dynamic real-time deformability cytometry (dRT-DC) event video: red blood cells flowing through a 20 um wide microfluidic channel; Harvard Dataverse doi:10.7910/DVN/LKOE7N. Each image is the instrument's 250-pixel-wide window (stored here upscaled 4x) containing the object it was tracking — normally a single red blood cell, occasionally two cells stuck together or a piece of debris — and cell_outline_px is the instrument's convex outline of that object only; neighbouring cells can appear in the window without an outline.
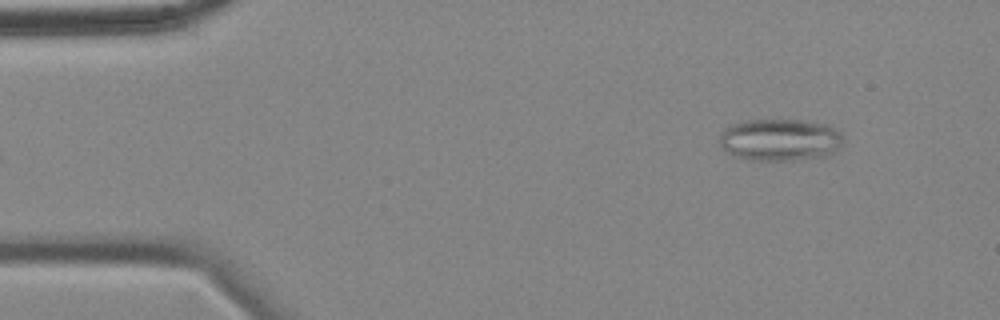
{"species": "common noctule bat (a hibernating species)", "species_latin": "Nyctalus noctula", "temperature_condition": "cold", "stored_images_in_passage": 57, "camera_frame_rate_fps": 3000, "um_per_image_px": 0.085, "animal": {"sex": "female", "body_mass_g": 18.4}, "frame": {"image": 1, "passage_image": 6, "time_ms": 1.667, "image_size_px": [1000, 320], "cell_outline_px": [[844, 144], [840, 148], [824, 156], [792, 160], [752, 160], [736, 156], [728, 152], [720, 144], [720, 132], [724, 128], [732, 124], [748, 120], [804, 120], [824, 124], [840, 132], [844, 140]], "centroid_in_image_um": [66.31, 11.88], "position_along_channel_um": 18.7, "area_um2": 30.23}}
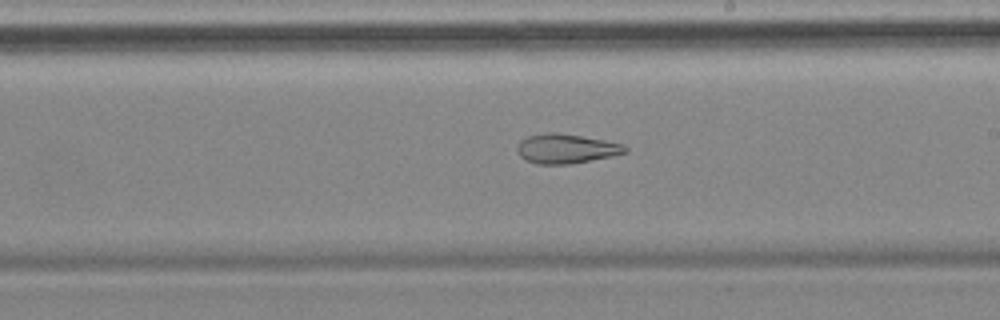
{"frame": {"image": 2, "passage_image": 32, "time_ms": 10.333, "image_size_px": [1000, 320], "cell_outline_px": [[628, 152], [612, 156], [568, 164], [536, 164], [524, 160], [520, 156], [516, 148], [520, 140], [528, 136], [548, 132], [556, 132], [604, 140], [624, 144], [628, 148]], "centroid_in_image_um": [48.1, 12.64], "position_along_channel_um": 240.9, "area_um2": 18.55}}
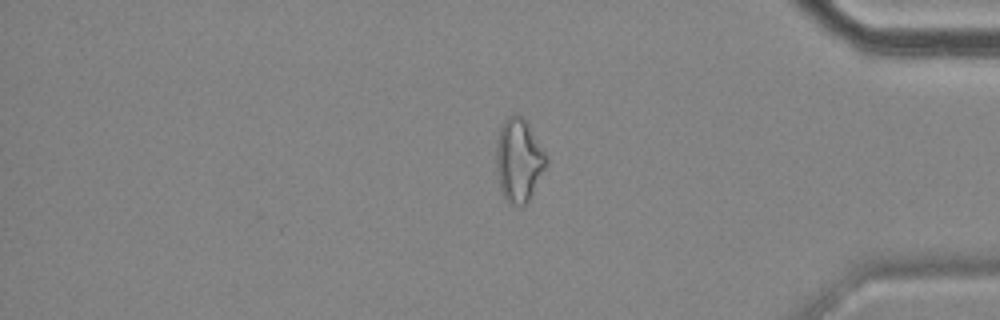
{"frame": {"image": 3, "passage_image": 47, "time_ms": 15.333, "image_size_px": [1000, 320], "cell_outline_px": [[548, 164], [524, 208], [520, 208], [508, 204], [504, 200], [500, 192], [496, 168], [496, 140], [500, 128], [504, 120], [512, 112], [516, 112], [528, 124], [544, 152], [548, 160]], "centroid_in_image_um": [44.06, 13.67], "position_along_channel_um": 391.1, "area_um2": 24.74}, "authors_computed_cell_mechanics": {"area_um2": 24.9118, "velocity_mm_per_s": 3.5064, "shape_relaxation_time_tau1_ms": null, "shape_relaxation_time_tau2_ms": 5.4004, "deformation_change_tau1": null, "deformation_change_tau2": 0.1593}}